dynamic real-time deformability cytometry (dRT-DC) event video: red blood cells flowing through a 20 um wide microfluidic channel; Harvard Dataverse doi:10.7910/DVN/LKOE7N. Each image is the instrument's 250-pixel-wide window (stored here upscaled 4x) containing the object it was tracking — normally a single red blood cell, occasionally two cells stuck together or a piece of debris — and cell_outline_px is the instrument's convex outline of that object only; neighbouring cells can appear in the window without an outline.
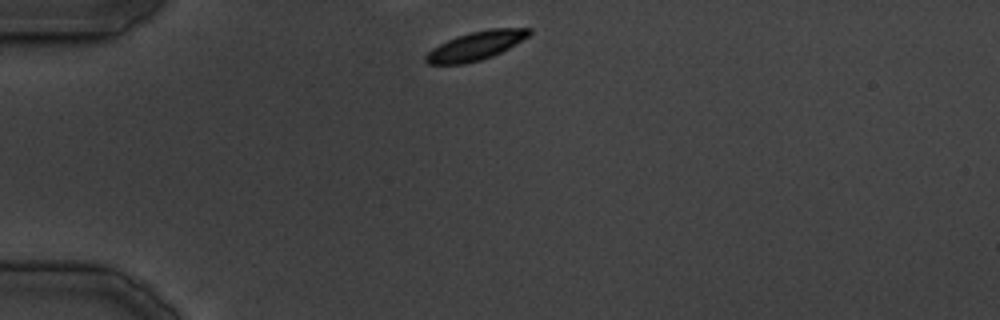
{"species": "common noctule bat (a hibernating species)", "species_latin": "Nyctalus noctula", "temperature_condition": "cold", "stored_images_in_passage": 11, "camera_frame_rate_fps": 3000, "um_per_image_px": 0.085, "animal": {"sex": "male", "body_mass_g": 19.5, "forearm_length_mm": 54.6}, "frame": {"image": 1, "passage_image": 1, "time_ms": 0.0, "image_size_px": [1000, 320], "cell_outline_px": [[532, 32], [528, 36], [508, 48], [492, 56], [480, 60], [464, 64], [428, 64], [424, 60], [424, 56], [432, 48], [448, 40], [472, 32], [492, 28], [532, 28]], "centroid_in_image_um": [40.43, 3.9], "position_along_channel_um": 44.6, "area_um2": 16.94}}